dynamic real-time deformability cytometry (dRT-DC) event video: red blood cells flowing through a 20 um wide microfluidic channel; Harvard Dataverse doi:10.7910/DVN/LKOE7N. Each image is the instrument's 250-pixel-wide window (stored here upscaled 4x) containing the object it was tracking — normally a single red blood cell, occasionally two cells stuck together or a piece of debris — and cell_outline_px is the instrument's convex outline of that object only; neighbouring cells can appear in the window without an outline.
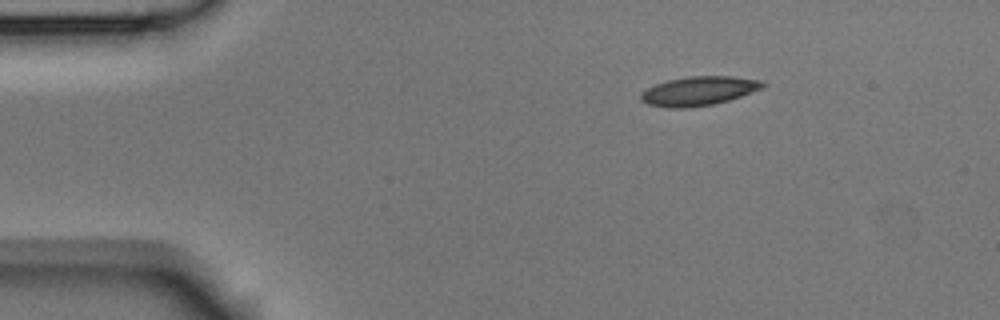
{"species": "Egyptian fruit bat (a non-hibernating species)", "species_latin": "Rousettus aegyptiacus", "temperature_condition": "room temperature", "stored_images_in_passage": 4, "segment_of_instrument_passage": [2, 2], "camera_frame_rate_fps": 3000, "um_per_image_px": 0.085, "animal": {"sex": "male"}, "frame": {"image": 1, "passage_image": 4, "time_ms": 1.0, "image_size_px": [1000, 320], "cell_outline_px": [[768, 84], [764, 88], [728, 100], [712, 104], [692, 108], [672, 108], [648, 104], [640, 100], [640, 92], [656, 84], [668, 80], [688, 76], [728, 76], [760, 80]], "centroid_in_image_um": [59.39, 7.73], "position_along_channel_um": 25.6, "area_um2": 20.63}}